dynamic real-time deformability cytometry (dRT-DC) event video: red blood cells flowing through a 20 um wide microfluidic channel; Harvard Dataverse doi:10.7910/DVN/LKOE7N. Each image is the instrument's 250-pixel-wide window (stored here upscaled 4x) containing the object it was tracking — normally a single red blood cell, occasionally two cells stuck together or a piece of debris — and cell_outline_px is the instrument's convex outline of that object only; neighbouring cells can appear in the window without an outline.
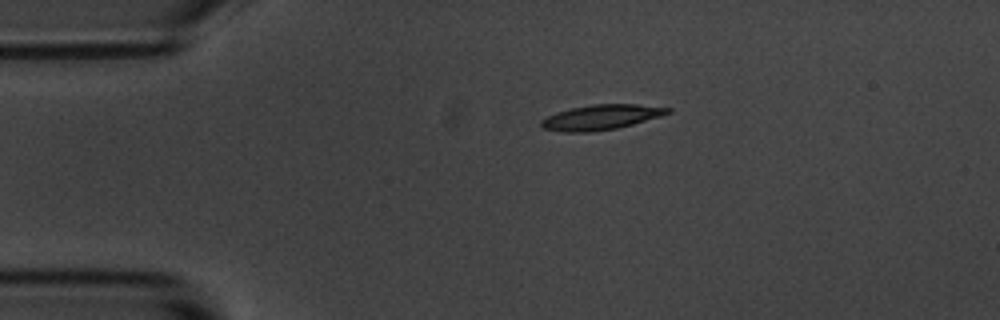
{"species": "common noctule bat (a hibernating species)", "species_latin": "Nyctalus noctula", "temperature_condition": "room temperature", "stored_images_in_passage": 45, "camera_frame_rate_fps": 3000, "um_per_image_px": 0.085, "animal": {"sex": "male", "body_mass_g": 20.1, "forearm_length_mm": 53.5}, "frame": {"image": 1, "passage_image": 1, "time_ms": 0.0, "image_size_px": [1000, 320], "cell_outline_px": [[672, 112], [660, 116], [632, 124], [616, 128], [592, 132], [564, 132], [540, 128], [540, 120], [556, 112], [572, 108], [592, 104], [636, 104], [672, 108]], "centroid_in_image_um": [51.06, 9.96], "position_along_channel_um": 33.9, "area_um2": 18.44}}
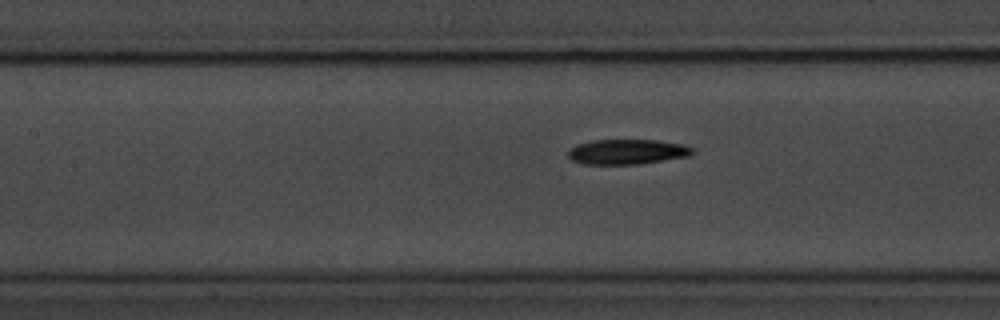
{"frame": {"image": 2, "passage_image": 14, "time_ms": 4.333, "image_size_px": [1000, 320], "cell_outline_px": [[696, 152], [688, 156], [636, 164], [584, 164], [572, 160], [568, 156], [568, 152], [576, 144], [592, 140], [660, 140], [684, 144], [692, 148]], "centroid_in_image_um": [53.32, 12.89], "position_along_channel_um": 154.1, "area_um2": 18.09}}
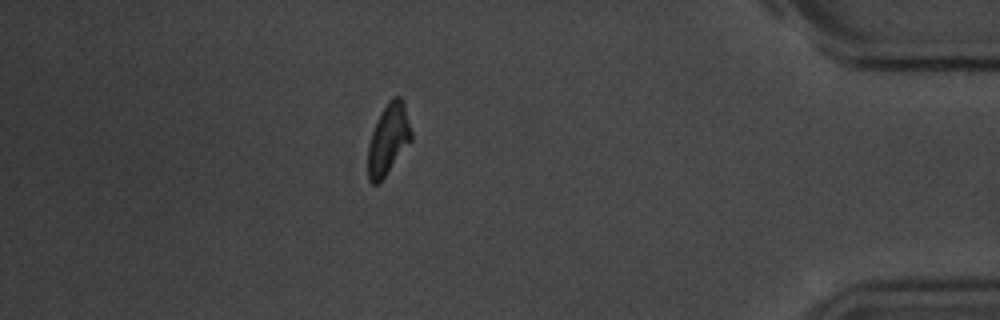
{"frame": {"image": 3, "passage_image": 38, "time_ms": 12.333, "image_size_px": [1000, 320], "cell_outline_px": [[412, 140], [384, 176], [376, 184], [372, 184], [368, 180], [368, 144], [372, 132], [380, 112], [388, 100], [392, 96], [400, 96], [404, 100], [412, 132]], "centroid_in_image_um": [33.01, 11.77], "position_along_channel_um": 402.2, "area_um2": 17.86}, "authors_computed_cell_mechanics": {"area_um2": 18.3226, "velocity_mm_per_s": 3.6501, "shape_relaxation_time_tau1_ms": 2.5923, "shape_relaxation_time_tau2_ms": 5.9916, "deformation_change_tau1": 0.1565, "deformation_change_tau2": 0.1423}}